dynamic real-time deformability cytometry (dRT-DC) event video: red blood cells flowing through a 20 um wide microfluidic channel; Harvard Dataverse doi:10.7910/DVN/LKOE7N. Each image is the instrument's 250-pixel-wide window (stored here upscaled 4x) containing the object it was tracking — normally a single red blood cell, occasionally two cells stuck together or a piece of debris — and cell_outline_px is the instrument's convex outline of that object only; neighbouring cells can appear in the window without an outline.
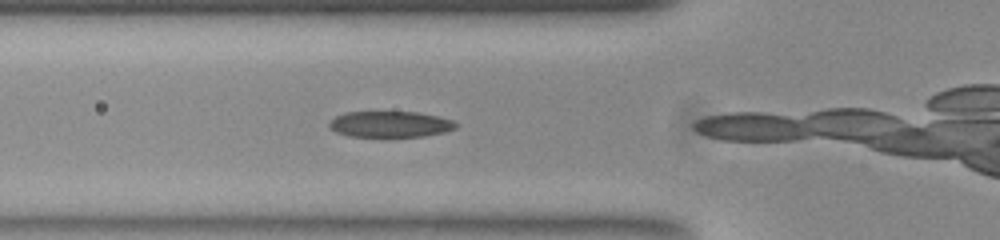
{"species": "common noctule bat (a hibernating species)", "species_latin": "Nyctalus noctula", "temperature_condition": "room temperature", "stored_images_in_passage": 11, "camera_frame_rate_fps": 3000, "um_per_image_px": 0.085, "animal": {"sex": "female", "body_mass_g": 23.0, "forearm_length_mm": 53.4}, "frame": {"image": 1, "passage_image": 10, "time_ms": 3.0, "image_size_px": [1000, 240], "cell_outline_px": [[456, 128], [444, 132], [424, 136], [348, 136], [336, 132], [328, 124], [336, 116], [348, 112], [416, 112], [436, 116], [452, 120], [456, 124]], "centroid_in_image_um": [33.16, 10.56], "position_along_channel_um": 92.6, "area_um2": 18.84}}